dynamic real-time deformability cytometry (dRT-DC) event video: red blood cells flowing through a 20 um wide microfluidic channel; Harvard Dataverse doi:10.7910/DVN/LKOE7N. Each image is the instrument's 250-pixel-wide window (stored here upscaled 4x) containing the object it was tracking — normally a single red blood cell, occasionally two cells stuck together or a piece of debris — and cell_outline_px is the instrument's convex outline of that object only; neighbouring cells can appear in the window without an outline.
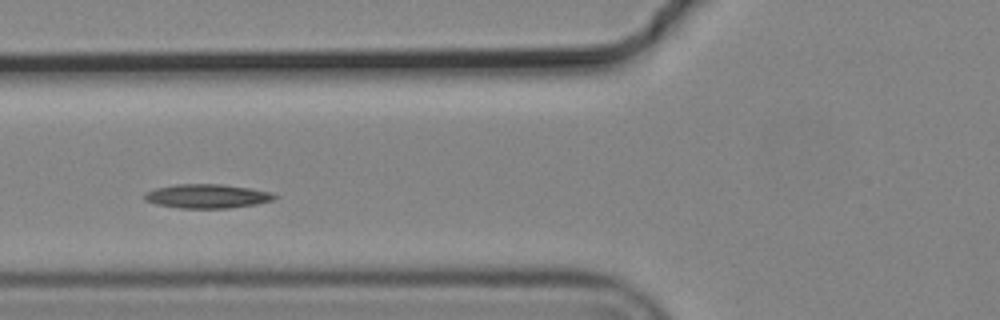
{"species": "common noctule bat (a hibernating species)", "species_latin": "Nyctalus noctula", "temperature_condition": "cold", "stored_images_in_passage": 4, "camera_frame_rate_fps": 3000, "um_per_image_px": 0.085, "animal": {"sex": "male", "body_mass_g": 19.2, "forearm_length_mm": 51.8}, "frame": {"image": 1, "passage_image": 4, "time_ms": 1.0, "image_size_px": [1000, 320], "cell_outline_px": [[280, 196], [272, 200], [256, 204], [228, 208], [180, 208], [156, 204], [144, 200], [144, 192], [156, 188], [176, 184], [224, 184], [272, 192]], "centroid_in_image_um": [17.6, 16.67], "position_along_channel_um": 108.2, "area_um2": 18.26}}